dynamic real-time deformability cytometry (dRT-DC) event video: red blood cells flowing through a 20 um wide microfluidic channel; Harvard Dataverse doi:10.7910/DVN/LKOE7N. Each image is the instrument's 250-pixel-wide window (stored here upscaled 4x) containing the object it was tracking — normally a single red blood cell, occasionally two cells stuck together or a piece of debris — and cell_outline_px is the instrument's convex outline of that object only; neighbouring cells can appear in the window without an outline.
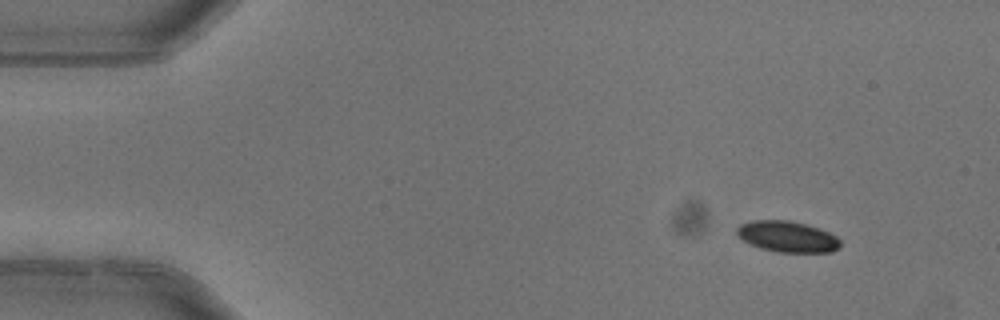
{"species": "common noctule bat (a hibernating species)", "species_latin": "Nyctalus noctula", "temperature_condition": "warm", "stored_images_in_passage": 4, "camera_frame_rate_fps": 3000, "um_per_image_px": 0.085, "animal": {"sex": "female"}, "frame": {"image": 1, "passage_image": 1, "time_ms": 0.0, "image_size_px": [1000, 320], "cell_outline_px": [[840, 248], [832, 252], [776, 252], [760, 248], [744, 240], [736, 232], [736, 228], [740, 224], [752, 220], [788, 220], [804, 224], [828, 232], [836, 236], [840, 240]], "centroid_in_image_um": [66.93, 20.12], "position_along_channel_um": 18.1, "area_um2": 18.55}}